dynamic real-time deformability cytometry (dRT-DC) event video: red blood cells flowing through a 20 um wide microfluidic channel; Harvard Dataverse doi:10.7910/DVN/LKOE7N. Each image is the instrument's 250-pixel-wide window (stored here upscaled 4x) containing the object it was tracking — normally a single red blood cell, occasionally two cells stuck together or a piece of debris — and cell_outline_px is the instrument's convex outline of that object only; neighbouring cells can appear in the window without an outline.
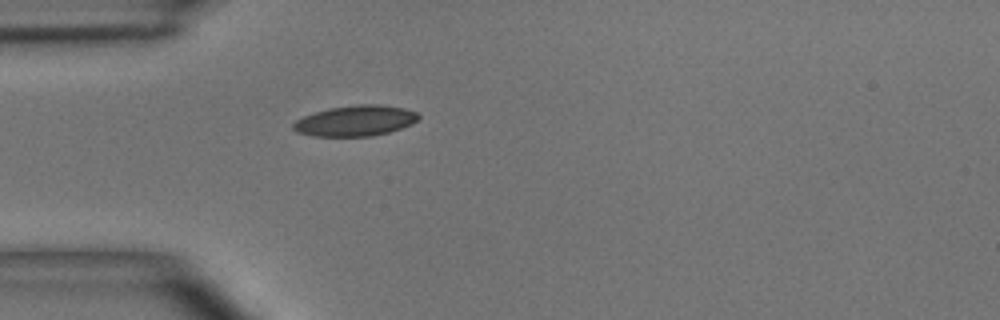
{"species": "common noctule bat (a hibernating species)", "species_latin": "Nyctalus noctula", "temperature_condition": "room temperature", "stored_images_in_passage": 1, "camera_frame_rate_fps": 3000, "um_per_image_px": 0.085, "animal": {"sex": "male", "body_mass_g": 15.6}, "frame": {"image": 1, "passage_image": 1, "time_ms": 0.0, "image_size_px": [1000, 320], "cell_outline_px": [[420, 116], [412, 124], [388, 132], [372, 136], [312, 136], [296, 132], [292, 128], [292, 124], [296, 120], [304, 116], [328, 108], [356, 104], [380, 104], [404, 108], [416, 112]], "centroid_in_image_um": [30.19, 10.26], "position_along_channel_um": 54.8, "area_um2": 22.37}}